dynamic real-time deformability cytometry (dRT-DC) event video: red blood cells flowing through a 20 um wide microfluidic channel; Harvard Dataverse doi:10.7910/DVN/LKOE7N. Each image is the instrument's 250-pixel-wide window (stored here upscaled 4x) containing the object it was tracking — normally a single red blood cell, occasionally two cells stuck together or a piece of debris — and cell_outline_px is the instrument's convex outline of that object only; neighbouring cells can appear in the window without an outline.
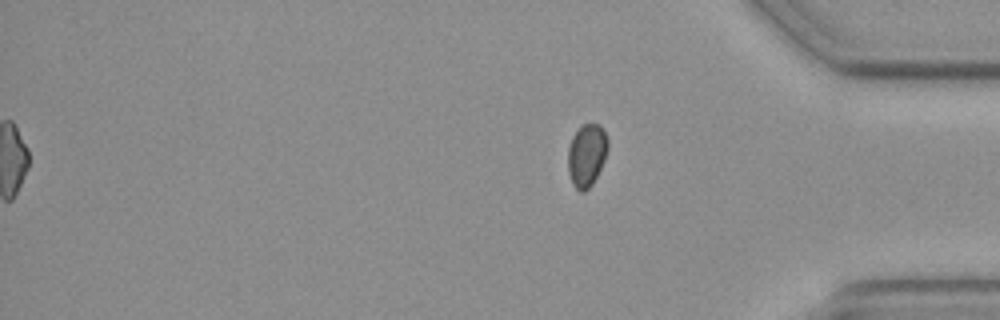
{"species": "common noctule bat (a hibernating species)", "species_latin": "Nyctalus noctula", "temperature_condition": "cold", "stored_images_in_passage": 12, "segment_of_instrument_passage": [2, 2], "camera_frame_rate_fps": 3000, "um_per_image_px": 0.085, "animal": {"sex": "female", "body_mass_g": 19.3, "forearm_length_mm": 54.1}, "frame": {"image": 1, "passage_image": 12, "time_ms": 15.667, "image_size_px": [1000, 320], "cell_outline_px": [[608, 148], [604, 160], [592, 184], [584, 192], [580, 192], [572, 184], [568, 172], [568, 148], [572, 136], [584, 124], [600, 124], [604, 128], [608, 140]], "centroid_in_image_um": [49.87, 13.18], "position_along_channel_um": 385.3, "area_um2": 14.57}}